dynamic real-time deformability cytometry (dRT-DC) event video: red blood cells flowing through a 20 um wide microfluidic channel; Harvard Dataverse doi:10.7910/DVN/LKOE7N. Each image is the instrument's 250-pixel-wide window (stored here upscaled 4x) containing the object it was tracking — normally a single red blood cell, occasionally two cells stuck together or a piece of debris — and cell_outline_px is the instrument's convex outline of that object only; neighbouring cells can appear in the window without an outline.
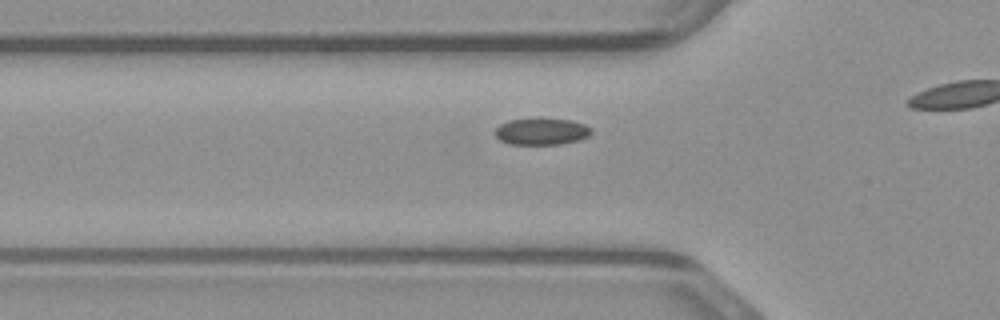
{"species": "common noctule bat (a hibernating species)", "species_latin": "Nyctalus noctula", "temperature_condition": "warm", "stored_images_in_passage": 19, "camera_frame_rate_fps": 3000, "um_per_image_px": 0.085, "animal": {"sex": "male", "body_mass_g": 23.1, "forearm_length_mm": 52.7}, "frame": {"image": 1, "passage_image": 11, "time_ms": 3.333, "image_size_px": [1000, 320], "cell_outline_px": [[592, 132], [588, 136], [580, 140], [560, 144], [508, 144], [500, 140], [492, 132], [500, 124], [508, 120], [568, 120], [584, 124], [592, 128]], "centroid_in_image_um": [46.01, 11.2], "position_along_channel_um": 79.8, "area_um2": 14.68}}
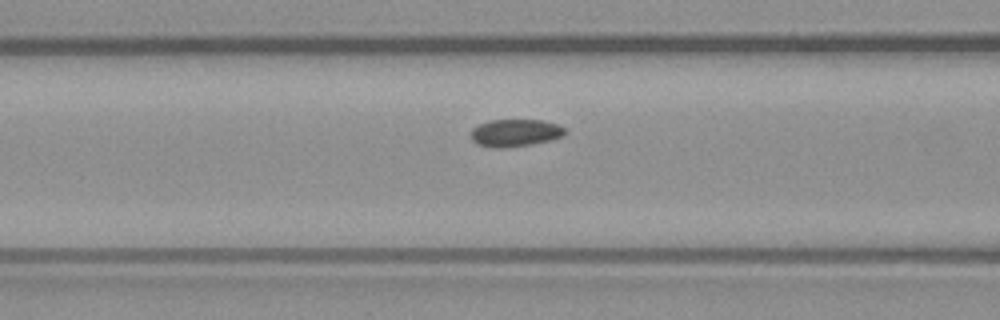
{"frame": {"image": 2, "passage_image": 14, "time_ms": 4.333, "image_size_px": [1000, 320], "cell_outline_px": [[568, 132], [564, 136], [552, 140], [532, 144], [504, 148], [492, 148], [476, 144], [472, 140], [472, 128], [488, 120], [540, 120], [556, 124], [564, 128]], "centroid_in_image_um": [43.8, 11.3], "position_along_channel_um": 122.8, "area_um2": 15.14}}